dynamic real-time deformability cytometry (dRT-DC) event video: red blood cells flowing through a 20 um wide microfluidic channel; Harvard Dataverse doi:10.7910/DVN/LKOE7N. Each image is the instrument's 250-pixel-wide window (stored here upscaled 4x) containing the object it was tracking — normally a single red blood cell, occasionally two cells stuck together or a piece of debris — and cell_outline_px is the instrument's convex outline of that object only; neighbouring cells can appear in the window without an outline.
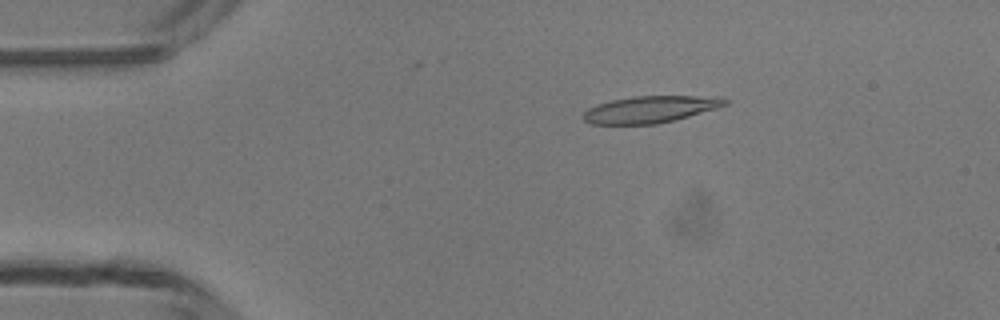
{"species": "common noctule bat (a hibernating species)", "species_latin": "Nyctalus noctula", "temperature_condition": "room temperature", "stored_images_in_passage": 48, "camera_frame_rate_fps": 3000, "um_per_image_px": 0.085, "animal": {"sex": "male", "body_mass_g": 13.3}, "frame": {"image": 1, "passage_image": 8, "time_ms": 2.333, "image_size_px": [1000, 320], "cell_outline_px": [[728, 104], [716, 108], [676, 120], [656, 124], [592, 124], [584, 120], [580, 116], [588, 108], [596, 104], [612, 100], [632, 96], [724, 96], [728, 100]], "centroid_in_image_um": [55.28, 9.29], "position_along_channel_um": 29.7, "area_um2": 22.37}}
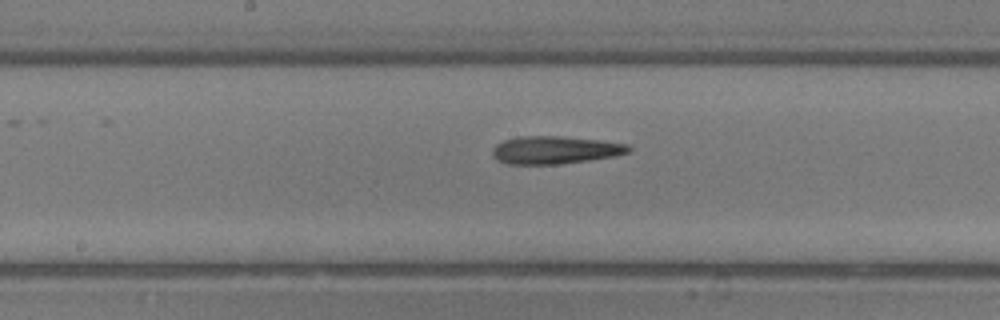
{"frame": {"image": 2, "passage_image": 24, "time_ms": 7.667, "image_size_px": [1000, 320], "cell_outline_px": [[632, 148], [628, 152], [616, 156], [560, 164], [508, 164], [496, 160], [492, 156], [492, 148], [496, 144], [504, 140], [520, 136], [564, 136], [600, 140], [628, 144]], "centroid_in_image_um": [47.16, 12.74], "position_along_channel_um": 201.0, "area_um2": 22.2}}
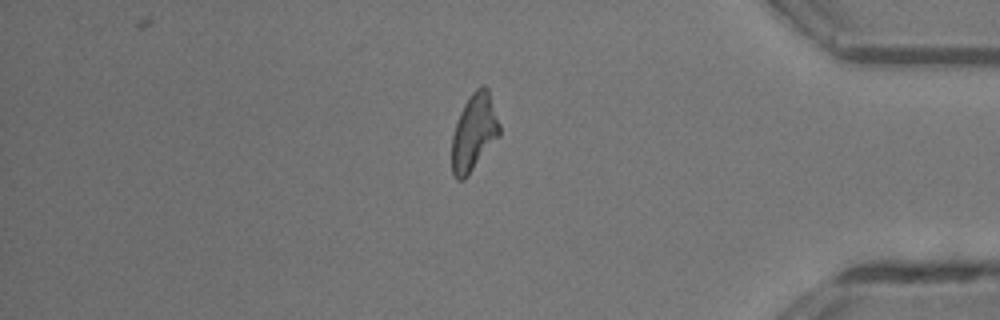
{"frame": {"image": 3, "passage_image": 40, "time_ms": 13.0, "image_size_px": [1000, 320], "cell_outline_px": [[500, 136], [468, 176], [464, 180], [456, 180], [452, 176], [452, 136], [460, 112], [464, 104], [472, 92], [480, 84], [484, 84], [488, 88], [500, 124]], "centroid_in_image_um": [40.3, 11.26], "position_along_channel_um": 394.9, "area_um2": 21.62}, "authors_computed_cell_mechanics": {"area_um2": 21.964, "velocity_mm_per_s": 4.2378, "shape_relaxation_time_tau1_ms": null, "shape_relaxation_time_tau2_ms": 5.371, "deformation_change_tau1": null, "deformation_change_tau2": 0.1891}}